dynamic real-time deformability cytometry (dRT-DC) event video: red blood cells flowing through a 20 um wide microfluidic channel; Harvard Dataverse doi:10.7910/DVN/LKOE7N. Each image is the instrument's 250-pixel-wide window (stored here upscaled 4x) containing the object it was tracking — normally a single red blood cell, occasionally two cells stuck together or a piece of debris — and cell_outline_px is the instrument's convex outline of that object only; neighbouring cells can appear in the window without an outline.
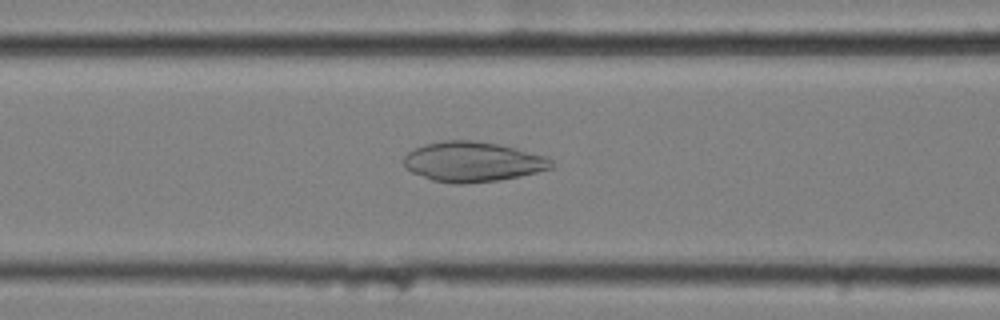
{"species": "common noctule bat (a hibernating species)", "species_latin": "Nyctalus noctula", "temperature_condition": "cold", "stored_images_in_passage": 50, "camera_frame_rate_fps": 3000, "um_per_image_px": 0.085, "animal": {"sex": "female", "body_mass_g": 25.1}, "frame": {"image": 1, "passage_image": 22, "time_ms": 7.0, "image_size_px": [1000, 320], "cell_outline_px": [[556, 164], [552, 168], [520, 176], [496, 180], [464, 184], [456, 184], [432, 180], [412, 172], [404, 164], [404, 156], [408, 152], [424, 144], [444, 140], [472, 140], [496, 144], [516, 148], [548, 156]], "centroid_in_image_um": [40.21, 13.74], "position_along_channel_um": 126.4, "area_um2": 34.33}}
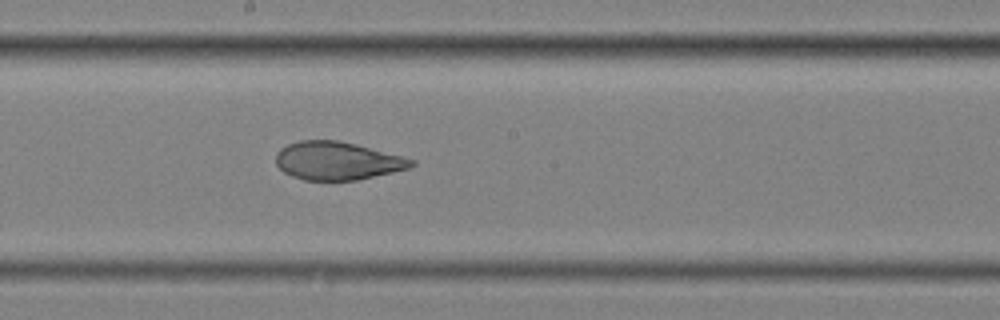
{"frame": {"image": 2, "passage_image": 30, "time_ms": 9.667, "image_size_px": [1000, 320], "cell_outline_px": [[416, 164], [408, 168], [392, 172], [356, 180], [304, 180], [292, 176], [284, 172], [276, 164], [276, 152], [280, 148], [288, 144], [300, 140], [336, 140], [356, 144], [416, 160]], "centroid_in_image_um": [28.64, 13.66], "position_along_channel_um": 219.6, "area_um2": 29.94}}
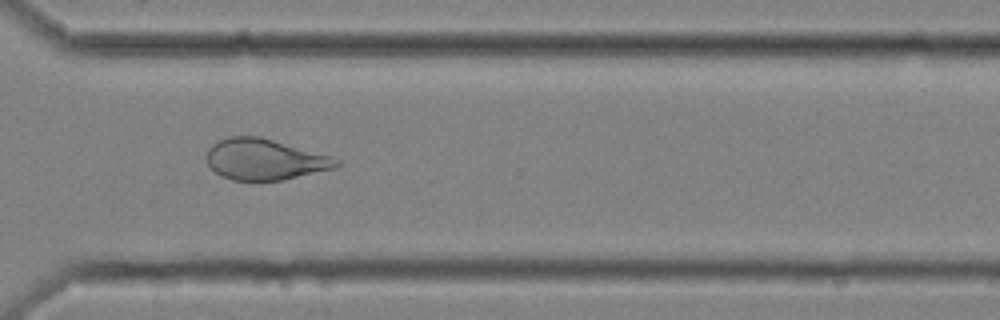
{"frame": {"image": 3, "passage_image": 41, "time_ms": 13.333, "image_size_px": [1000, 320], "cell_outline_px": [[340, 164], [336, 168], [284, 180], [232, 180], [220, 176], [208, 164], [208, 148], [212, 144], [228, 136], [260, 136], [332, 156], [340, 160]], "centroid_in_image_um": [22.53, 13.55], "position_along_channel_um": 348.1, "area_um2": 31.04}}